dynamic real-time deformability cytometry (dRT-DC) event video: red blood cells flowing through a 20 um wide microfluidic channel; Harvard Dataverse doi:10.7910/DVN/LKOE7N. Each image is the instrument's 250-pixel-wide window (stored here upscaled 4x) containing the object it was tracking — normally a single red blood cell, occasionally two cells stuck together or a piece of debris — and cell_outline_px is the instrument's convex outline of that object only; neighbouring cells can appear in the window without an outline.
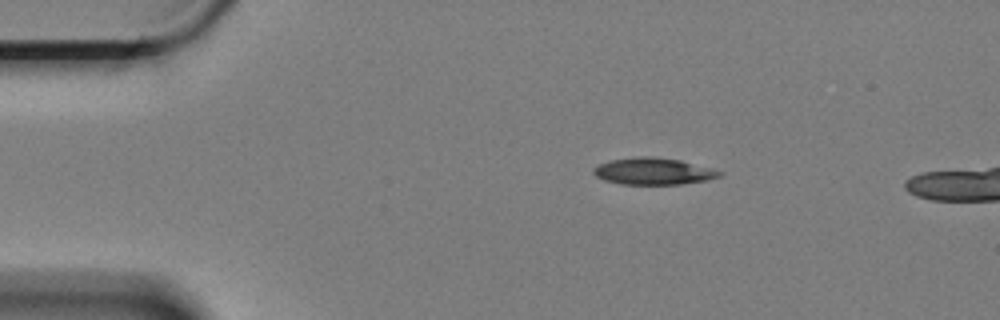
{"species": "Egyptian fruit bat (a non-hibernating species)", "species_latin": "Rousettus aegyptiacus", "temperature_condition": "cold", "stored_images_in_passage": 11, "camera_frame_rate_fps": 3000, "um_per_image_px": 0.085, "animal": {"sex": "female"}, "frame": {"image": 1, "passage_image": 1, "time_ms": 0.0, "image_size_px": [1000, 320], "cell_outline_px": [[724, 172], [720, 176], [704, 180], [680, 184], [620, 184], [604, 180], [596, 176], [592, 172], [592, 168], [600, 164], [612, 160], [636, 156], [648, 156], [680, 160]], "centroid_in_image_um": [55.48, 14.55], "position_along_channel_um": 29.5, "area_um2": 19.42}}
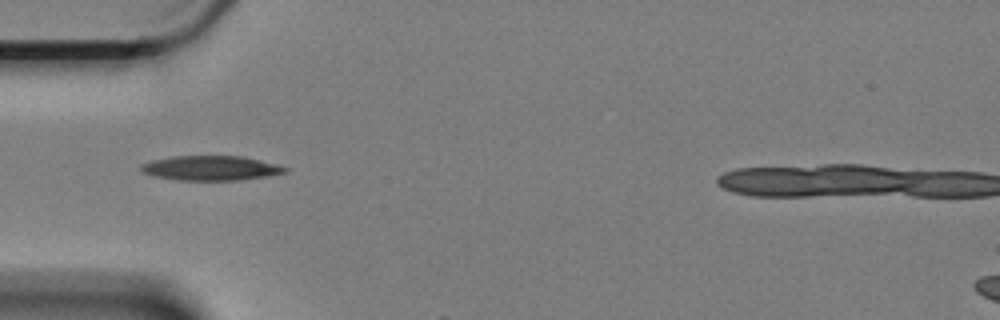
{"frame": {"image": 2, "passage_image": 9, "time_ms": 2.667, "image_size_px": [1000, 320], "cell_outline_px": [[288, 172], [268, 176], [236, 180], [180, 180], [156, 176], [140, 172], [140, 164], [152, 160], [172, 156], [244, 156], [280, 164], [288, 168]], "centroid_in_image_um": [17.95, 14.28], "position_along_channel_um": 67.0, "area_um2": 20.87}}